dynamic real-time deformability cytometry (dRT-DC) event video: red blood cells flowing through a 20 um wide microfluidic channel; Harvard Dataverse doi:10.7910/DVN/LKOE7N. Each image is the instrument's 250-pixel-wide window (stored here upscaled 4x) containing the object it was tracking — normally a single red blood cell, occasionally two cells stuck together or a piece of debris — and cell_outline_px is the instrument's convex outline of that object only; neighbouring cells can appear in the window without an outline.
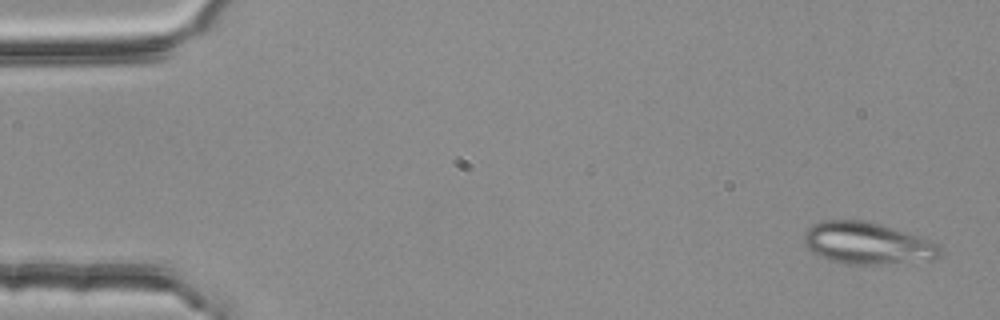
{"species": "common noctule bat (a hibernating species)", "species_latin": "Nyctalus noctula", "temperature_condition": "room temperature", "stored_images_in_passage": 3, "camera_frame_rate_fps": 3000, "um_per_image_px": 0.085, "animal": {"sex": "female", "body_mass_g": 25.1}, "frame": {"image": 1, "passage_image": 1, "time_ms": 0.0, "image_size_px": [1000, 320], "cell_outline_px": [[940, 256], [936, 260], [876, 264], [840, 264], [816, 256], [804, 244], [804, 232], [812, 224], [820, 220], [864, 220], [892, 228], [940, 244]], "centroid_in_image_um": [73.67, 20.69], "position_along_channel_um": 11.3, "area_um2": 33.35}}